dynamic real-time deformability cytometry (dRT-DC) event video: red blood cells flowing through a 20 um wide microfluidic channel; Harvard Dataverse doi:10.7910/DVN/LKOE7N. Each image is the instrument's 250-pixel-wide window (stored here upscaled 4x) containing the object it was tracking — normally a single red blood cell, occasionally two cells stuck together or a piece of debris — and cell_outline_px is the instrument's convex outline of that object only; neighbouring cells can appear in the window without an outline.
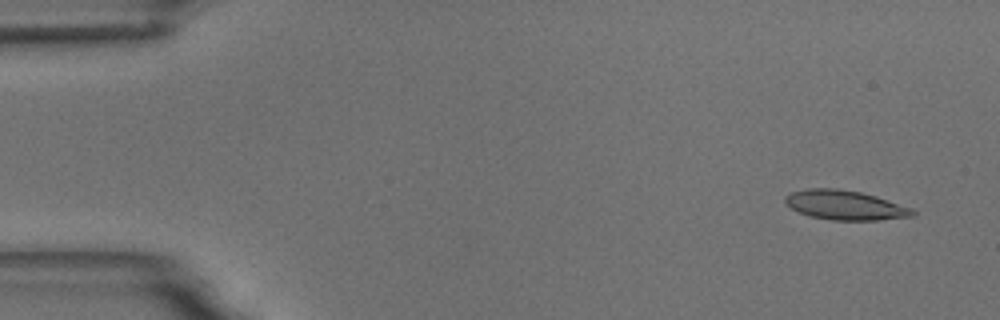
{"species": "common noctule bat (a hibernating species)", "species_latin": "Nyctalus noctula", "temperature_condition": "room temperature", "stored_images_in_passage": 5, "camera_frame_rate_fps": 3000, "um_per_image_px": 0.085, "animal": {"sex": "male", "body_mass_g": 18.8}, "frame": {"image": 1, "passage_image": 1, "time_ms": 0.0, "image_size_px": [1000, 320], "cell_outline_px": [[916, 216], [880, 220], [832, 220], [808, 216], [792, 208], [784, 200], [784, 196], [792, 192], [808, 188], [836, 188], [860, 192], [876, 196], [912, 208], [916, 212]], "centroid_in_image_um": [71.86, 17.44], "position_along_channel_um": 13.1, "area_um2": 21.91}}
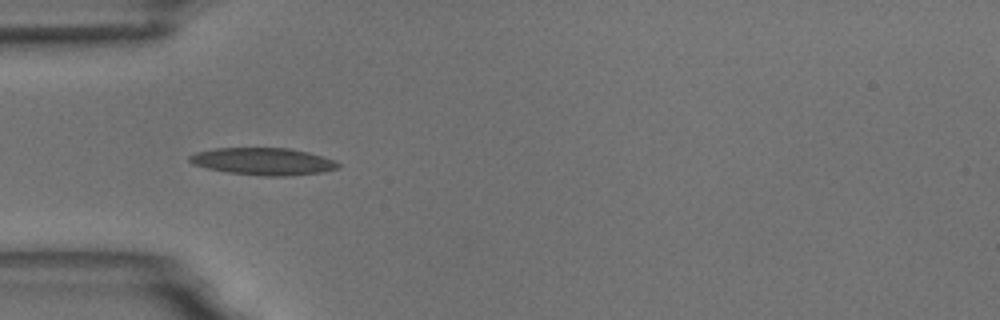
{"frame": {"image": 2, "passage_image": 5, "time_ms": 4.667, "image_size_px": [1000, 320], "cell_outline_px": [[340, 168], [324, 172], [288, 176], [264, 176], [228, 172], [208, 168], [192, 164], [188, 160], [188, 156], [196, 152], [216, 148], [288, 148], [308, 152], [324, 156], [336, 160], [340, 164]], "centroid_in_image_um": [22.41, 13.72], "position_along_channel_um": 62.6, "area_um2": 23.7}}